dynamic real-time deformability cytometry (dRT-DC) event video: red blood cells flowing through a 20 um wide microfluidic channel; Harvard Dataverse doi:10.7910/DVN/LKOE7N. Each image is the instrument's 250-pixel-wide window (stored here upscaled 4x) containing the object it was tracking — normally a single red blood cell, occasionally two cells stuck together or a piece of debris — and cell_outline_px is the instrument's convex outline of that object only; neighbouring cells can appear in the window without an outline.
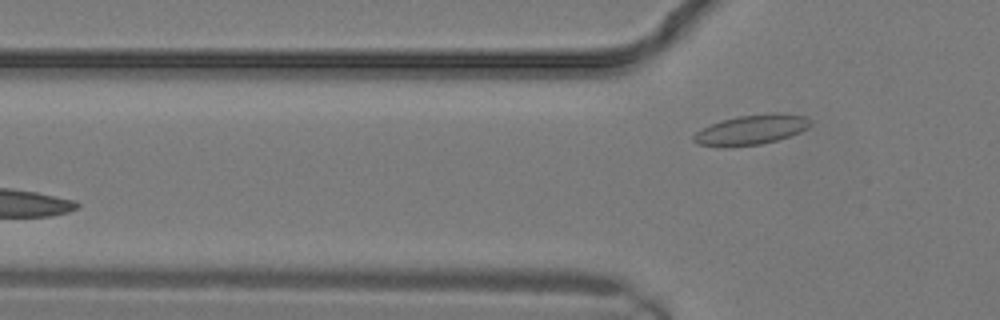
{"species": "common noctule bat (a hibernating species)", "species_latin": "Nyctalus noctula", "temperature_condition": "warm", "stored_images_in_passage": 3, "camera_frame_rate_fps": 3000, "um_per_image_px": 0.085, "animal": {"sex": "male", "body_mass_g": 19.2, "forearm_length_mm": 51.8}, "frame": {"image": 1, "passage_image": 3, "time_ms": 0.667, "image_size_px": [1000, 320], "cell_outline_px": [[812, 124], [808, 128], [800, 132], [776, 140], [760, 144], [724, 148], [696, 144], [692, 140], [692, 136], [696, 132], [720, 120], [736, 116], [772, 112], [780, 112], [804, 116], [812, 120]], "centroid_in_image_um": [63.85, 11.02], "position_along_channel_um": 62.0, "area_um2": 20.69}}